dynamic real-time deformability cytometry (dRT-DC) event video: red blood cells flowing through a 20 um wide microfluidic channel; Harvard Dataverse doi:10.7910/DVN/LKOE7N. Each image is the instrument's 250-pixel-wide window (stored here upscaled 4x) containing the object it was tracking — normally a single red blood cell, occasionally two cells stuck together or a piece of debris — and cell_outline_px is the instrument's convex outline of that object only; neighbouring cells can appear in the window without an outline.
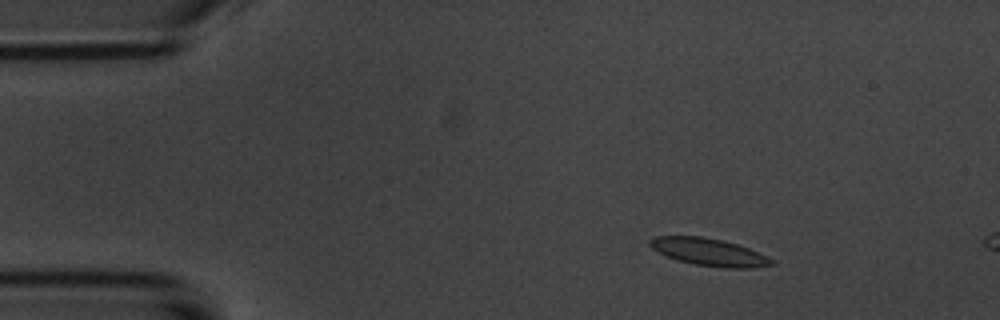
{"species": "common noctule bat (a hibernating species)", "species_latin": "Nyctalus noctula", "temperature_condition": "room temperature", "stored_images_in_passage": 3, "camera_frame_rate_fps": 3000, "um_per_image_px": 0.085, "animal": {"sex": "male", "body_mass_g": 20.1, "forearm_length_mm": 53.5}, "frame": {"image": 1, "passage_image": 1, "time_ms": 0.0, "image_size_px": [1000, 320], "cell_outline_px": [[776, 264], [752, 268], [724, 268], [696, 264], [680, 260], [668, 256], [652, 248], [648, 244], [648, 240], [652, 236], [704, 236], [724, 240], [748, 248], [776, 260]], "centroid_in_image_um": [60.3, 21.41], "position_along_channel_um": 24.7, "area_um2": 19.42}}